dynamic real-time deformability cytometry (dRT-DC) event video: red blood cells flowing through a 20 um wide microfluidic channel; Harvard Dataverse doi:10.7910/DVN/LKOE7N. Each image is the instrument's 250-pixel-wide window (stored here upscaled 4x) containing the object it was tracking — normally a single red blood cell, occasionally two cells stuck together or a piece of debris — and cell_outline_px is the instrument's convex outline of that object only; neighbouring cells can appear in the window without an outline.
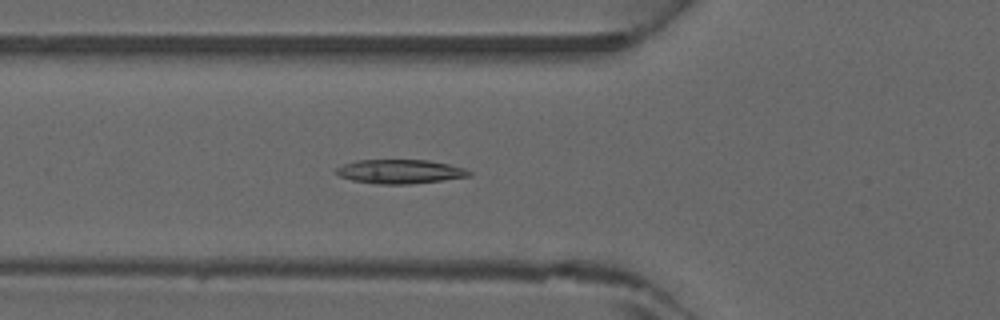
{"species": "common noctule bat (a hibernating species)", "species_latin": "Nyctalus noctula", "temperature_condition": "warm", "stored_images_in_passage": 46, "camera_frame_rate_fps": 3000, "um_per_image_px": 0.085, "animal": {"sex": "male", "forearm_length_mm": 52.5}, "frame": {"image": 1, "passage_image": 17, "time_ms": 5.333, "image_size_px": [1000, 320], "cell_outline_px": [[472, 176], [408, 184], [376, 184], [352, 180], [340, 176], [336, 172], [336, 168], [344, 164], [356, 160], [428, 160], [448, 164], [464, 168], [472, 172]], "centroid_in_image_um": [34.0, 14.58], "position_along_channel_um": 91.8, "area_um2": 18.5}}
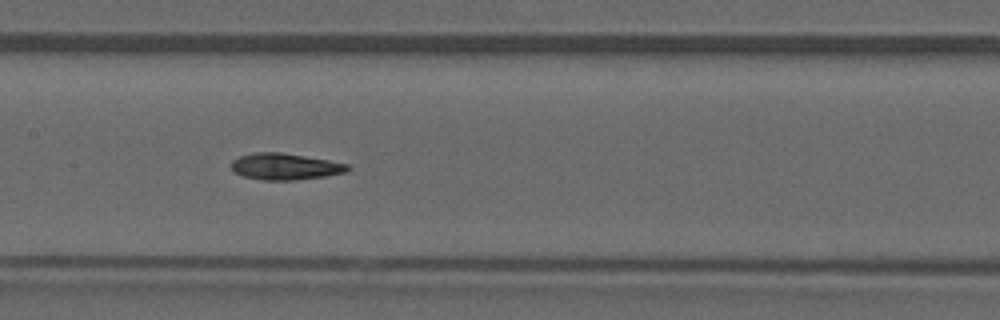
{"frame": {"image": 2, "passage_image": 23, "time_ms": 7.333, "image_size_px": [1000, 320], "cell_outline_px": [[352, 168], [348, 172], [324, 176], [296, 180], [264, 180], [244, 176], [236, 172], [232, 168], [232, 160], [240, 156], [256, 152], [280, 152], [328, 160], [348, 164]], "centroid_in_image_um": [24.27, 14.15], "position_along_channel_um": 183.1, "area_um2": 17.8}}
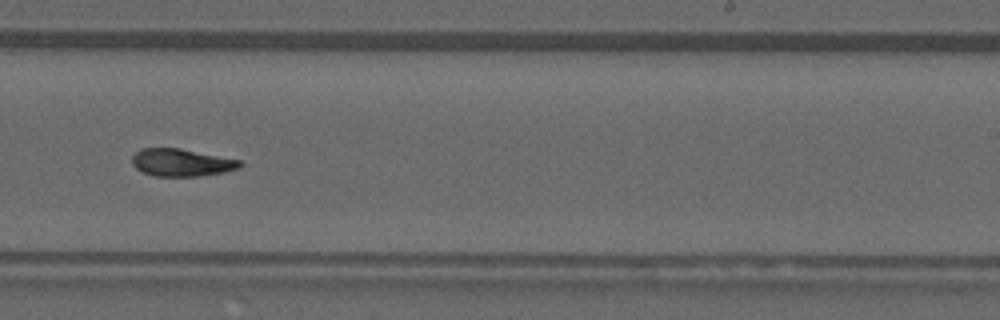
{"frame": {"image": 3, "passage_image": 29, "time_ms": 9.333, "image_size_px": [1000, 320], "cell_outline_px": [[244, 164], [240, 168], [224, 172], [196, 176], [152, 176], [140, 172], [132, 164], [132, 156], [140, 148], [180, 148], [240, 160]], "centroid_in_image_um": [15.4, 13.82], "position_along_channel_um": 273.6, "area_um2": 17.4}}